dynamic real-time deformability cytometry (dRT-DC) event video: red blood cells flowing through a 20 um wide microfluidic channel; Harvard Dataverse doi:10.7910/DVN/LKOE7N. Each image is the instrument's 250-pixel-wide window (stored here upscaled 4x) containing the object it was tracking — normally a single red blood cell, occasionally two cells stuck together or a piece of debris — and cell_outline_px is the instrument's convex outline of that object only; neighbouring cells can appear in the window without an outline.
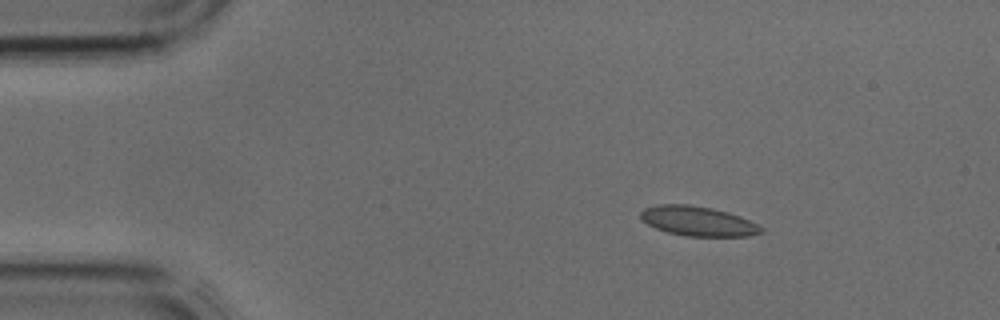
{"species": "common noctule bat (a hibernating species)", "species_latin": "Nyctalus noctula", "temperature_condition": "cold", "stored_images_in_passage": 37, "segment_of_instrument_passage": [1, 2], "camera_frame_rate_fps": 3000, "um_per_image_px": 0.085, "animal": {"sex": "male", "body_mass_g": 17.9, "forearm_length_mm": 54.2}, "frame": {"image": 1, "passage_image": 1, "time_ms": 0.0, "image_size_px": [1000, 320], "cell_outline_px": [[764, 232], [748, 236], [684, 236], [668, 232], [656, 228], [640, 220], [640, 212], [644, 208], [656, 204], [688, 204], [712, 208], [728, 212], [740, 216], [764, 228]], "centroid_in_image_um": [59.3, 18.79], "position_along_channel_um": 25.7, "area_um2": 20.92}}
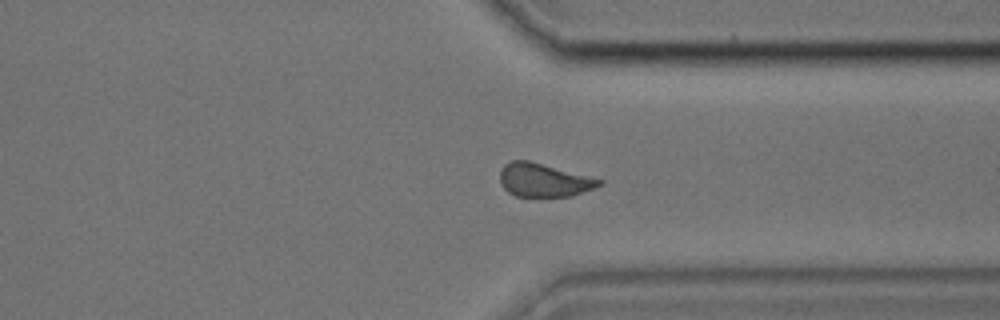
{"frame": {"image": 2, "passage_image": 26, "time_ms": 8.333, "image_size_px": [1000, 320], "cell_outline_px": [[604, 184], [572, 196], [516, 196], [508, 192], [500, 184], [500, 168], [504, 164], [512, 160], [528, 160], [604, 180]], "centroid_in_image_um": [46.2, 15.3], "position_along_channel_um": 365.2, "area_um2": 19.31}}
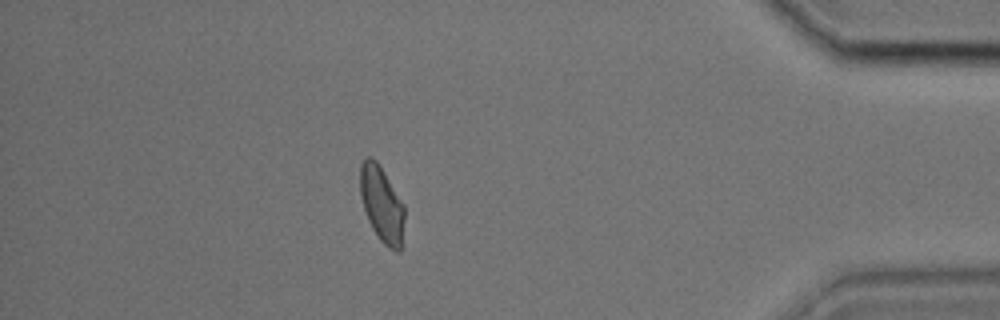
{"frame": {"image": 3, "passage_image": 31, "time_ms": 10.0, "image_size_px": [1000, 320], "cell_outline_px": [[404, 220], [400, 252], [396, 252], [388, 248], [380, 240], [372, 228], [368, 220], [360, 196], [360, 164], [368, 156], [372, 156], [376, 160], [404, 204]], "centroid_in_image_um": [32.44, 17.36], "position_along_channel_um": 402.8, "area_um2": 19.54}}